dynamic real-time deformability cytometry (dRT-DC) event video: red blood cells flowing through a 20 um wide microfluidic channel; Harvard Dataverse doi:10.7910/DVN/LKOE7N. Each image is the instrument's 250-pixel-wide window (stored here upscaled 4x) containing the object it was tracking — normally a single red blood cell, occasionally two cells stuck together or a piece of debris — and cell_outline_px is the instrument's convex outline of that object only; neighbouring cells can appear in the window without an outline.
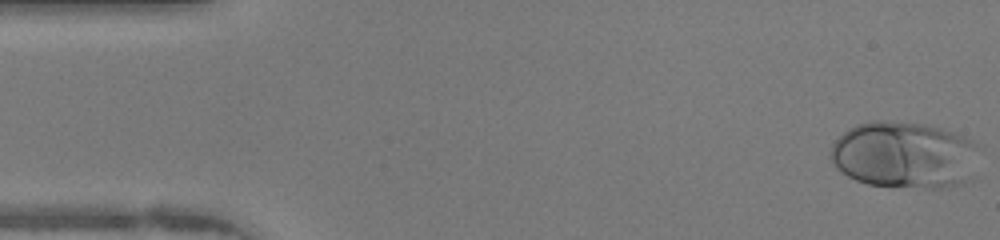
{"species": "human", "species_latin": "Homo sapiens", "temperature_condition": "warm", "stored_images_in_passage": 46, "camera_frame_rate_fps": 3000, "um_per_image_px": 0.085, "donor": {"sex": "female"}, "frame": {"image": 1, "passage_image": 1, "time_ms": 0.0, "image_size_px": [1000, 240], "cell_outline_px": [[984, 148], [964, 180], [960, 184], [940, 188], [924, 188], [868, 184], [856, 180], [840, 172], [836, 168], [832, 160], [832, 144], [848, 128], [856, 124], [872, 120], [884, 120], [924, 124], [940, 128], [964, 136], [980, 144]], "centroid_in_image_um": [76.88, 13.15], "position_along_channel_um": 8.1, "area_um2": 57.97}}
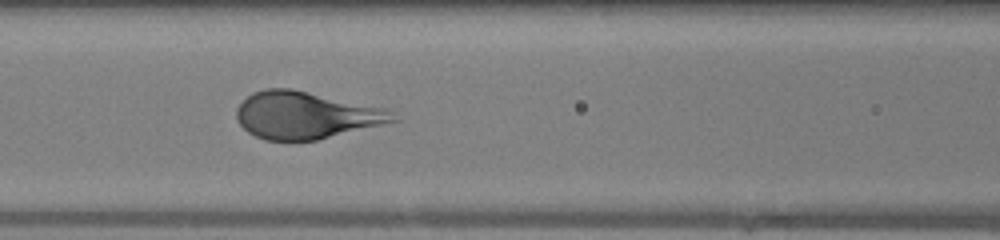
{"frame": {"image": 2, "passage_image": 19, "time_ms": 6.0, "image_size_px": [1000, 240], "cell_outline_px": [[400, 120], [316, 140], [264, 140], [248, 132], [236, 120], [236, 108], [252, 92], [264, 88], [292, 88], [384, 108], [396, 112]], "centroid_in_image_um": [25.99, 9.78], "position_along_channel_um": 140.6, "area_um2": 42.95}}
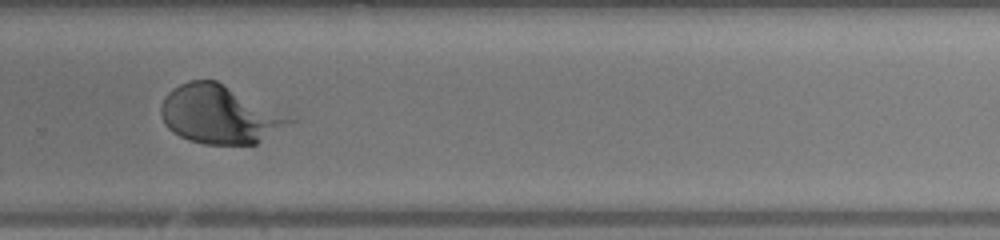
{"frame": {"image": 3, "passage_image": 31, "time_ms": 10.0, "image_size_px": [1000, 240], "cell_outline_px": [[296, 120], [256, 144], [204, 144], [188, 140], [172, 132], [164, 124], [160, 112], [160, 108], [168, 92], [172, 88], [188, 80], [216, 80]], "centroid_in_image_um": [18.6, 9.74], "position_along_channel_um": 311.2, "area_um2": 43.12}}